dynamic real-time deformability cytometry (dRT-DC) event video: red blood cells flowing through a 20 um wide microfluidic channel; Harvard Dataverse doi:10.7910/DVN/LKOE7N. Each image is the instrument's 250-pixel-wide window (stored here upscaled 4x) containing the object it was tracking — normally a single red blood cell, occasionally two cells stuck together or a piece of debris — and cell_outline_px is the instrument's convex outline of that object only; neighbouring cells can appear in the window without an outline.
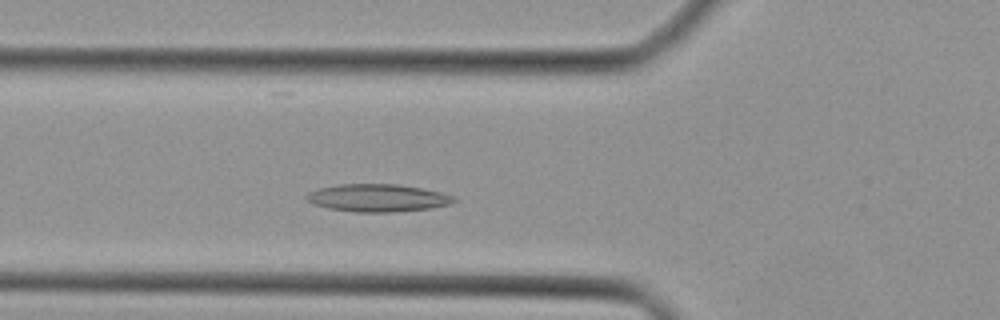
{"species": "Egyptian fruit bat (a non-hibernating species)", "species_latin": "Rousettus aegyptiacus", "temperature_condition": "cold", "stored_images_in_passage": 37, "camera_frame_rate_fps": 3000, "um_per_image_px": 0.085, "animal": {"sex": "female"}, "frame": {"image": 1, "passage_image": 9, "time_ms": 2.667, "image_size_px": [1000, 320], "cell_outline_px": [[456, 200], [452, 204], [432, 208], [392, 212], [356, 212], [328, 208], [312, 204], [304, 196], [308, 192], [320, 188], [340, 184], [396, 184], [420, 188], [440, 192], [452, 196]], "centroid_in_image_um": [32.08, 16.83], "position_along_channel_um": 93.7, "area_um2": 23.64}}
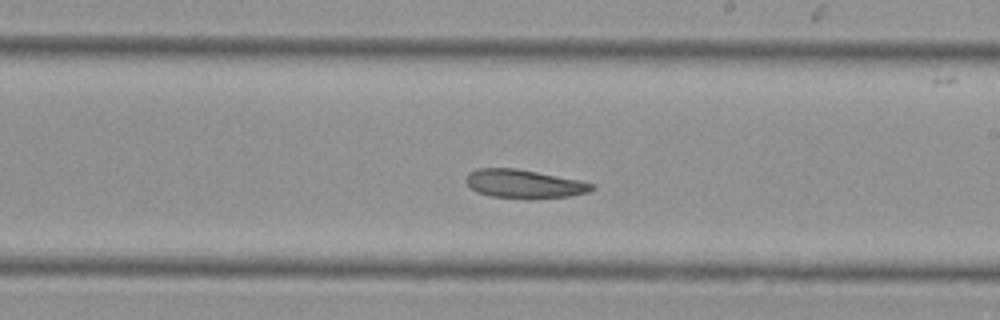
{"frame": {"image": 2, "passage_image": 19, "time_ms": 6.0, "image_size_px": [1000, 320], "cell_outline_px": [[596, 188], [588, 192], [568, 196], [528, 200], [524, 200], [492, 196], [476, 192], [464, 180], [468, 172], [480, 168], [516, 168], [596, 184]], "centroid_in_image_um": [44.52, 15.65], "position_along_channel_um": 244.5, "area_um2": 21.1}}
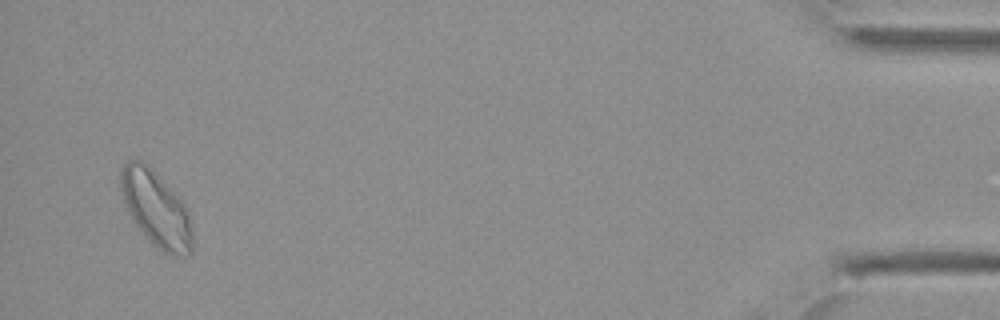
{"frame": {"image": 3, "passage_image": 36, "time_ms": 11.667, "image_size_px": [1000, 320], "cell_outline_px": [[192, 252], [188, 256], [180, 256], [164, 252], [152, 244], [148, 240], [136, 224], [128, 212], [124, 204], [120, 188], [120, 168], [128, 160], [140, 160], [148, 164], [184, 204], [192, 224]], "centroid_in_image_um": [13.25, 17.75], "position_along_channel_um": 422.0, "area_um2": 31.44}}